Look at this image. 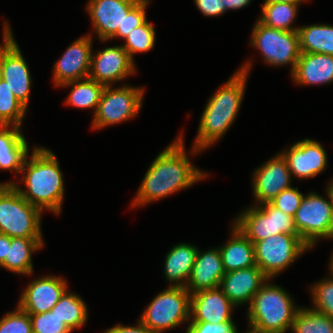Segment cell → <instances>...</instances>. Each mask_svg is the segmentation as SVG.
<instances>
[{"instance_id":"2","label":"cell","mask_w":333,"mask_h":333,"mask_svg":"<svg viewBox=\"0 0 333 333\" xmlns=\"http://www.w3.org/2000/svg\"><path fill=\"white\" fill-rule=\"evenodd\" d=\"M21 173L25 175L22 177L25 190L13 182L0 185H13L24 199L42 212L46 209L58 215L64 196V180L55 154L43 147L33 148L29 162L27 158L23 162Z\"/></svg>"},{"instance_id":"24","label":"cell","mask_w":333,"mask_h":333,"mask_svg":"<svg viewBox=\"0 0 333 333\" xmlns=\"http://www.w3.org/2000/svg\"><path fill=\"white\" fill-rule=\"evenodd\" d=\"M28 143L17 126L0 125V169L21 172Z\"/></svg>"},{"instance_id":"9","label":"cell","mask_w":333,"mask_h":333,"mask_svg":"<svg viewBox=\"0 0 333 333\" xmlns=\"http://www.w3.org/2000/svg\"><path fill=\"white\" fill-rule=\"evenodd\" d=\"M328 200L311 192L303 196L294 216L298 234L310 248L320 238H333V205Z\"/></svg>"},{"instance_id":"23","label":"cell","mask_w":333,"mask_h":333,"mask_svg":"<svg viewBox=\"0 0 333 333\" xmlns=\"http://www.w3.org/2000/svg\"><path fill=\"white\" fill-rule=\"evenodd\" d=\"M198 250L195 245L180 243L169 251L165 258L164 274L170 286L185 287L187 285Z\"/></svg>"},{"instance_id":"42","label":"cell","mask_w":333,"mask_h":333,"mask_svg":"<svg viewBox=\"0 0 333 333\" xmlns=\"http://www.w3.org/2000/svg\"><path fill=\"white\" fill-rule=\"evenodd\" d=\"M104 333H155V332L150 328H148L139 320L136 327L123 326L118 324L112 328L105 330Z\"/></svg>"},{"instance_id":"1","label":"cell","mask_w":333,"mask_h":333,"mask_svg":"<svg viewBox=\"0 0 333 333\" xmlns=\"http://www.w3.org/2000/svg\"><path fill=\"white\" fill-rule=\"evenodd\" d=\"M183 143L181 134L154 159L138 189L132 207L157 201L206 177L205 172L190 163Z\"/></svg>"},{"instance_id":"10","label":"cell","mask_w":333,"mask_h":333,"mask_svg":"<svg viewBox=\"0 0 333 333\" xmlns=\"http://www.w3.org/2000/svg\"><path fill=\"white\" fill-rule=\"evenodd\" d=\"M144 90L140 87L105 86L92 121L93 129H99L134 118L142 107Z\"/></svg>"},{"instance_id":"6","label":"cell","mask_w":333,"mask_h":333,"mask_svg":"<svg viewBox=\"0 0 333 333\" xmlns=\"http://www.w3.org/2000/svg\"><path fill=\"white\" fill-rule=\"evenodd\" d=\"M191 294L185 287L164 289L146 307L140 321L155 333L190 321Z\"/></svg>"},{"instance_id":"47","label":"cell","mask_w":333,"mask_h":333,"mask_svg":"<svg viewBox=\"0 0 333 333\" xmlns=\"http://www.w3.org/2000/svg\"><path fill=\"white\" fill-rule=\"evenodd\" d=\"M330 270H331V273H330V277L333 278V253H332V257H331V260H330Z\"/></svg>"},{"instance_id":"21","label":"cell","mask_w":333,"mask_h":333,"mask_svg":"<svg viewBox=\"0 0 333 333\" xmlns=\"http://www.w3.org/2000/svg\"><path fill=\"white\" fill-rule=\"evenodd\" d=\"M252 243L274 235L273 205L266 202L243 211L234 224Z\"/></svg>"},{"instance_id":"20","label":"cell","mask_w":333,"mask_h":333,"mask_svg":"<svg viewBox=\"0 0 333 333\" xmlns=\"http://www.w3.org/2000/svg\"><path fill=\"white\" fill-rule=\"evenodd\" d=\"M220 249L198 250L192 273L185 288L190 294L218 288L225 275Z\"/></svg>"},{"instance_id":"46","label":"cell","mask_w":333,"mask_h":333,"mask_svg":"<svg viewBox=\"0 0 333 333\" xmlns=\"http://www.w3.org/2000/svg\"><path fill=\"white\" fill-rule=\"evenodd\" d=\"M305 0H265V2H278V3H301Z\"/></svg>"},{"instance_id":"31","label":"cell","mask_w":333,"mask_h":333,"mask_svg":"<svg viewBox=\"0 0 333 333\" xmlns=\"http://www.w3.org/2000/svg\"><path fill=\"white\" fill-rule=\"evenodd\" d=\"M291 330L293 333H333V319L313 308L300 307Z\"/></svg>"},{"instance_id":"15","label":"cell","mask_w":333,"mask_h":333,"mask_svg":"<svg viewBox=\"0 0 333 333\" xmlns=\"http://www.w3.org/2000/svg\"><path fill=\"white\" fill-rule=\"evenodd\" d=\"M67 286L66 281L60 276H42L25 288L18 306L29 314L50 311L68 288Z\"/></svg>"},{"instance_id":"19","label":"cell","mask_w":333,"mask_h":333,"mask_svg":"<svg viewBox=\"0 0 333 333\" xmlns=\"http://www.w3.org/2000/svg\"><path fill=\"white\" fill-rule=\"evenodd\" d=\"M235 305L218 288L191 294L190 321L224 323L233 322L231 311Z\"/></svg>"},{"instance_id":"40","label":"cell","mask_w":333,"mask_h":333,"mask_svg":"<svg viewBox=\"0 0 333 333\" xmlns=\"http://www.w3.org/2000/svg\"><path fill=\"white\" fill-rule=\"evenodd\" d=\"M273 224L274 235L283 233L299 236L295 227L294 218L275 206H273Z\"/></svg>"},{"instance_id":"16","label":"cell","mask_w":333,"mask_h":333,"mask_svg":"<svg viewBox=\"0 0 333 333\" xmlns=\"http://www.w3.org/2000/svg\"><path fill=\"white\" fill-rule=\"evenodd\" d=\"M291 175L300 179L315 177L327 166L324 147L312 139L294 143L289 150L281 152Z\"/></svg>"},{"instance_id":"4","label":"cell","mask_w":333,"mask_h":333,"mask_svg":"<svg viewBox=\"0 0 333 333\" xmlns=\"http://www.w3.org/2000/svg\"><path fill=\"white\" fill-rule=\"evenodd\" d=\"M296 307L285 289L265 283L253 296L248 310L250 331L254 333H286L291 329Z\"/></svg>"},{"instance_id":"33","label":"cell","mask_w":333,"mask_h":333,"mask_svg":"<svg viewBox=\"0 0 333 333\" xmlns=\"http://www.w3.org/2000/svg\"><path fill=\"white\" fill-rule=\"evenodd\" d=\"M155 29L152 24L146 21L136 27L124 39L126 41L123 48L127 51L130 58L134 61V53L148 52L155 45Z\"/></svg>"},{"instance_id":"29","label":"cell","mask_w":333,"mask_h":333,"mask_svg":"<svg viewBox=\"0 0 333 333\" xmlns=\"http://www.w3.org/2000/svg\"><path fill=\"white\" fill-rule=\"evenodd\" d=\"M50 311L63 320L72 331L84 326L88 318L85 302L78 295L69 293L68 289Z\"/></svg>"},{"instance_id":"27","label":"cell","mask_w":333,"mask_h":333,"mask_svg":"<svg viewBox=\"0 0 333 333\" xmlns=\"http://www.w3.org/2000/svg\"><path fill=\"white\" fill-rule=\"evenodd\" d=\"M301 53H319L333 56V26L315 24L297 30Z\"/></svg>"},{"instance_id":"8","label":"cell","mask_w":333,"mask_h":333,"mask_svg":"<svg viewBox=\"0 0 333 333\" xmlns=\"http://www.w3.org/2000/svg\"><path fill=\"white\" fill-rule=\"evenodd\" d=\"M251 45L261 51L267 64L274 66L291 65L294 72L300 57L299 36L297 31H283L268 27L259 20L255 24Z\"/></svg>"},{"instance_id":"11","label":"cell","mask_w":333,"mask_h":333,"mask_svg":"<svg viewBox=\"0 0 333 333\" xmlns=\"http://www.w3.org/2000/svg\"><path fill=\"white\" fill-rule=\"evenodd\" d=\"M4 43L0 45L1 77L15 98L26 108L29 102L31 74L21 50L11 33L9 24L4 23Z\"/></svg>"},{"instance_id":"18","label":"cell","mask_w":333,"mask_h":333,"mask_svg":"<svg viewBox=\"0 0 333 333\" xmlns=\"http://www.w3.org/2000/svg\"><path fill=\"white\" fill-rule=\"evenodd\" d=\"M270 280L257 266L226 272L221 279L219 288L224 295L237 307L250 304L253 296Z\"/></svg>"},{"instance_id":"22","label":"cell","mask_w":333,"mask_h":333,"mask_svg":"<svg viewBox=\"0 0 333 333\" xmlns=\"http://www.w3.org/2000/svg\"><path fill=\"white\" fill-rule=\"evenodd\" d=\"M291 76L296 83L303 85L333 82V56L301 53Z\"/></svg>"},{"instance_id":"41","label":"cell","mask_w":333,"mask_h":333,"mask_svg":"<svg viewBox=\"0 0 333 333\" xmlns=\"http://www.w3.org/2000/svg\"><path fill=\"white\" fill-rule=\"evenodd\" d=\"M195 3L205 16H219L226 12L222 0H195Z\"/></svg>"},{"instance_id":"35","label":"cell","mask_w":333,"mask_h":333,"mask_svg":"<svg viewBox=\"0 0 333 333\" xmlns=\"http://www.w3.org/2000/svg\"><path fill=\"white\" fill-rule=\"evenodd\" d=\"M33 333H71L72 330L55 313L29 314Z\"/></svg>"},{"instance_id":"30","label":"cell","mask_w":333,"mask_h":333,"mask_svg":"<svg viewBox=\"0 0 333 333\" xmlns=\"http://www.w3.org/2000/svg\"><path fill=\"white\" fill-rule=\"evenodd\" d=\"M300 3L264 2L262 16L259 21L271 28L283 31H297L299 27H292Z\"/></svg>"},{"instance_id":"14","label":"cell","mask_w":333,"mask_h":333,"mask_svg":"<svg viewBox=\"0 0 333 333\" xmlns=\"http://www.w3.org/2000/svg\"><path fill=\"white\" fill-rule=\"evenodd\" d=\"M291 172L281 153L253 172V191L257 205L270 202L291 186Z\"/></svg>"},{"instance_id":"25","label":"cell","mask_w":333,"mask_h":333,"mask_svg":"<svg viewBox=\"0 0 333 333\" xmlns=\"http://www.w3.org/2000/svg\"><path fill=\"white\" fill-rule=\"evenodd\" d=\"M219 249L225 272L256 265L253 243L235 225L231 240Z\"/></svg>"},{"instance_id":"37","label":"cell","mask_w":333,"mask_h":333,"mask_svg":"<svg viewBox=\"0 0 333 333\" xmlns=\"http://www.w3.org/2000/svg\"><path fill=\"white\" fill-rule=\"evenodd\" d=\"M303 196L304 195L298 191L297 187H290L279 193L273 200L270 201V203L294 218Z\"/></svg>"},{"instance_id":"13","label":"cell","mask_w":333,"mask_h":333,"mask_svg":"<svg viewBox=\"0 0 333 333\" xmlns=\"http://www.w3.org/2000/svg\"><path fill=\"white\" fill-rule=\"evenodd\" d=\"M140 0H89L86 10L100 41H107L123 31L128 12Z\"/></svg>"},{"instance_id":"28","label":"cell","mask_w":333,"mask_h":333,"mask_svg":"<svg viewBox=\"0 0 333 333\" xmlns=\"http://www.w3.org/2000/svg\"><path fill=\"white\" fill-rule=\"evenodd\" d=\"M73 87L67 97L66 104L72 105L81 109L93 108L94 113L99 104V100L104 89V85L91 79L90 77L69 81L62 85Z\"/></svg>"},{"instance_id":"26","label":"cell","mask_w":333,"mask_h":333,"mask_svg":"<svg viewBox=\"0 0 333 333\" xmlns=\"http://www.w3.org/2000/svg\"><path fill=\"white\" fill-rule=\"evenodd\" d=\"M43 244V239L11 238L8 255L0 266L17 274L31 275L32 252L41 249Z\"/></svg>"},{"instance_id":"12","label":"cell","mask_w":333,"mask_h":333,"mask_svg":"<svg viewBox=\"0 0 333 333\" xmlns=\"http://www.w3.org/2000/svg\"><path fill=\"white\" fill-rule=\"evenodd\" d=\"M135 71L134 61L123 46H114L92 54L89 77L104 86H111Z\"/></svg>"},{"instance_id":"38","label":"cell","mask_w":333,"mask_h":333,"mask_svg":"<svg viewBox=\"0 0 333 333\" xmlns=\"http://www.w3.org/2000/svg\"><path fill=\"white\" fill-rule=\"evenodd\" d=\"M148 4L149 0H140L125 16L123 31H117L112 38L124 39L134 28L144 24L147 21L145 10Z\"/></svg>"},{"instance_id":"7","label":"cell","mask_w":333,"mask_h":333,"mask_svg":"<svg viewBox=\"0 0 333 333\" xmlns=\"http://www.w3.org/2000/svg\"><path fill=\"white\" fill-rule=\"evenodd\" d=\"M253 245L256 265L270 280L311 249L300 236L283 233L272 235Z\"/></svg>"},{"instance_id":"44","label":"cell","mask_w":333,"mask_h":333,"mask_svg":"<svg viewBox=\"0 0 333 333\" xmlns=\"http://www.w3.org/2000/svg\"><path fill=\"white\" fill-rule=\"evenodd\" d=\"M223 4L225 5V10H235L246 7L251 0H222Z\"/></svg>"},{"instance_id":"32","label":"cell","mask_w":333,"mask_h":333,"mask_svg":"<svg viewBox=\"0 0 333 333\" xmlns=\"http://www.w3.org/2000/svg\"><path fill=\"white\" fill-rule=\"evenodd\" d=\"M27 108L18 101L7 86V82L0 81V125L21 127Z\"/></svg>"},{"instance_id":"45","label":"cell","mask_w":333,"mask_h":333,"mask_svg":"<svg viewBox=\"0 0 333 333\" xmlns=\"http://www.w3.org/2000/svg\"><path fill=\"white\" fill-rule=\"evenodd\" d=\"M326 192H327V196H329L328 198H330V201L333 205V180L328 183Z\"/></svg>"},{"instance_id":"17","label":"cell","mask_w":333,"mask_h":333,"mask_svg":"<svg viewBox=\"0 0 333 333\" xmlns=\"http://www.w3.org/2000/svg\"><path fill=\"white\" fill-rule=\"evenodd\" d=\"M91 49L92 36L90 35L79 38L67 48L54 64L53 81L55 86L89 77Z\"/></svg>"},{"instance_id":"43","label":"cell","mask_w":333,"mask_h":333,"mask_svg":"<svg viewBox=\"0 0 333 333\" xmlns=\"http://www.w3.org/2000/svg\"><path fill=\"white\" fill-rule=\"evenodd\" d=\"M11 245V238L6 234L0 233V265L4 262L8 255L9 247Z\"/></svg>"},{"instance_id":"34","label":"cell","mask_w":333,"mask_h":333,"mask_svg":"<svg viewBox=\"0 0 333 333\" xmlns=\"http://www.w3.org/2000/svg\"><path fill=\"white\" fill-rule=\"evenodd\" d=\"M313 309L333 319V278H324L311 287Z\"/></svg>"},{"instance_id":"36","label":"cell","mask_w":333,"mask_h":333,"mask_svg":"<svg viewBox=\"0 0 333 333\" xmlns=\"http://www.w3.org/2000/svg\"><path fill=\"white\" fill-rule=\"evenodd\" d=\"M0 333H33L30 315L17 306L0 320Z\"/></svg>"},{"instance_id":"3","label":"cell","mask_w":333,"mask_h":333,"mask_svg":"<svg viewBox=\"0 0 333 333\" xmlns=\"http://www.w3.org/2000/svg\"><path fill=\"white\" fill-rule=\"evenodd\" d=\"M251 61L245 63L209 98L202 113L192 153L196 154L221 138L234 122L242 104Z\"/></svg>"},{"instance_id":"39","label":"cell","mask_w":333,"mask_h":333,"mask_svg":"<svg viewBox=\"0 0 333 333\" xmlns=\"http://www.w3.org/2000/svg\"><path fill=\"white\" fill-rule=\"evenodd\" d=\"M186 333H238V330L234 322H190Z\"/></svg>"},{"instance_id":"5","label":"cell","mask_w":333,"mask_h":333,"mask_svg":"<svg viewBox=\"0 0 333 333\" xmlns=\"http://www.w3.org/2000/svg\"><path fill=\"white\" fill-rule=\"evenodd\" d=\"M41 214L13 185H0V233L10 238L42 239Z\"/></svg>"}]
</instances>
